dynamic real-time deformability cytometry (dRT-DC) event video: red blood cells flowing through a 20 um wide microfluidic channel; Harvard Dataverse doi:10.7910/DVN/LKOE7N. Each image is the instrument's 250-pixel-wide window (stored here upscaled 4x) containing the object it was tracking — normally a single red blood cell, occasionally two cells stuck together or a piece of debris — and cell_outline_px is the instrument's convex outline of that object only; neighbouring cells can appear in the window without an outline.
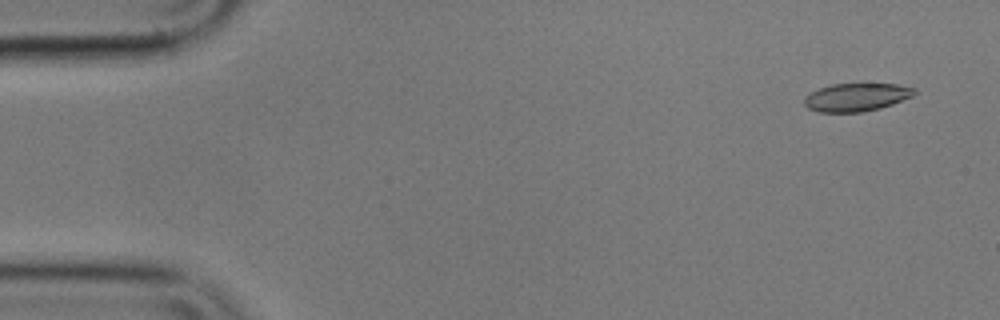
{"species": "common noctule bat (a hibernating species)", "species_latin": "Nyctalus noctula", "temperature_condition": "cold", "stored_images_in_passage": 5, "camera_frame_rate_fps": 3000, "um_per_image_px": 0.085, "animal": {"sex": "male", "body_mass_g": 17.9}, "frame": {"image": 1, "passage_image": 3, "time_ms": 0.667, "image_size_px": [1000, 320], "cell_outline_px": [[916, 92], [912, 96], [892, 104], [880, 108], [864, 112], [820, 112], [808, 108], [804, 104], [804, 96], [820, 88], [832, 84], [896, 84], [916, 88]], "centroid_in_image_um": [72.79, 8.26], "position_along_channel_um": 12.2, "area_um2": 17.92}}